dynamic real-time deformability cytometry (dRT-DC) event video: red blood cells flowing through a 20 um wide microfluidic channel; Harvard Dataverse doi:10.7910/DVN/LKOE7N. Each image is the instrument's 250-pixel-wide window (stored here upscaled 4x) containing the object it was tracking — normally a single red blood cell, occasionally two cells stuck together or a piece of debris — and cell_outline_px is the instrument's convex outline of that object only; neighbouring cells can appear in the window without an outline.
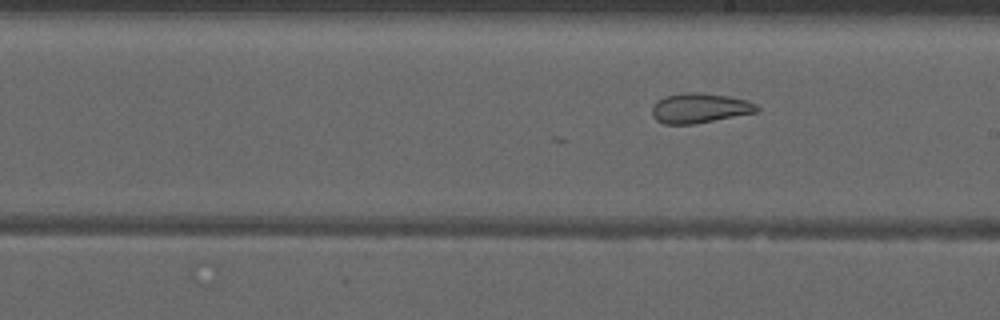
{"species": "common noctule bat (a hibernating species)", "species_latin": "Nyctalus noctula", "temperature_condition": "warm", "stored_images_in_passage": 47, "camera_frame_rate_fps": 3000, "um_per_image_px": 0.085, "animal": {"sex": "male", "forearm_length_mm": 52.5}, "frame": {"image": 1, "passage_image": 25, "time_ms": 8.0, "image_size_px": [1000, 320], "cell_outline_px": [[760, 108], [756, 112], [696, 124], [664, 124], [656, 120], [652, 116], [652, 104], [656, 100], [664, 96], [684, 92], [700, 92], [728, 96], [744, 100], [756, 104]], "centroid_in_image_um": [59.41, 9.18], "position_along_channel_um": 229.6, "area_um2": 18.38}}
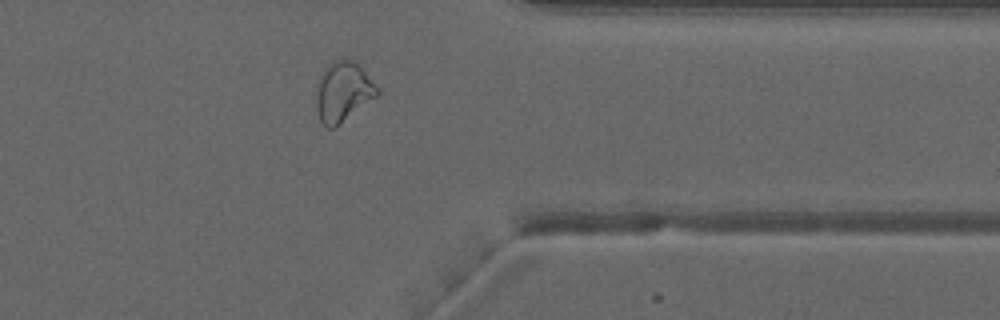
{"frame": {"image": 2, "passage_image": 37, "time_ms": 12.0, "image_size_px": [1000, 320], "cell_outline_px": [[380, 92], [376, 96], [332, 128], [328, 128], [320, 120], [316, 108], [316, 92], [320, 76], [324, 68], [332, 60], [352, 60], [380, 88]], "centroid_in_image_um": [29.13, 7.78], "position_along_channel_um": 382.3, "area_um2": 20.63}}
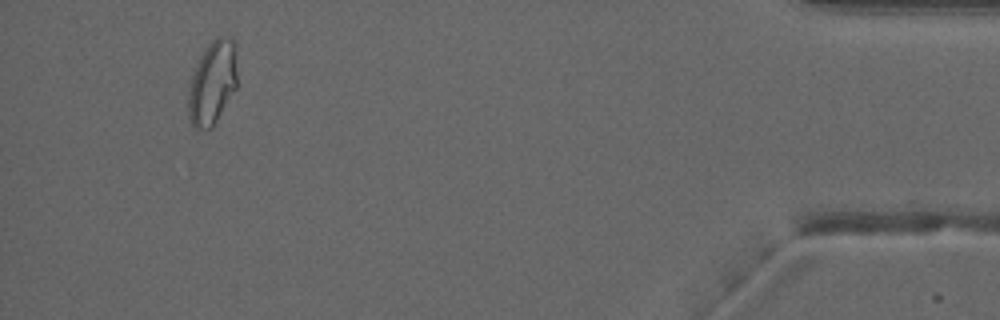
{"frame": {"image": 3, "passage_image": 44, "time_ms": 14.333, "image_size_px": [1000, 320], "cell_outline_px": [[236, 88], [212, 128], [196, 128], [192, 124], [188, 116], [188, 84], [200, 56], [208, 44], [216, 36], [232, 36], [236, 40]], "centroid_in_image_um": [18.06, 6.97], "position_along_channel_um": 417.1, "area_um2": 24.1}, "authors_computed_cell_mechanics": {"area_um2": 22.8888, "velocity_mm_per_s": 4.011, "shape_relaxation_time_tau1_ms": null, "shape_relaxation_time_tau2_ms": 1.7714, "deformation_change_tau1": null, "deformation_change_tau2": 0.0959}}